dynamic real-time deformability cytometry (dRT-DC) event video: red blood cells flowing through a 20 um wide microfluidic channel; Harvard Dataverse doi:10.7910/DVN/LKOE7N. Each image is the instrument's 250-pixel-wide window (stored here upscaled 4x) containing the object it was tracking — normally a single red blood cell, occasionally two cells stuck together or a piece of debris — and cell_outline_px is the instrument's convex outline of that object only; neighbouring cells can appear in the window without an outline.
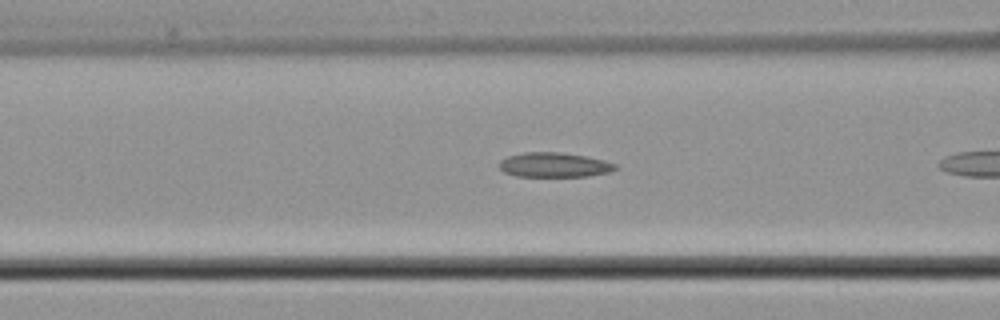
{"species": "common noctule bat (a hibernating species)", "species_latin": "Nyctalus noctula", "temperature_condition": "cold", "stored_images_in_passage": 8, "camera_frame_rate_fps": 3000, "um_per_image_px": 0.085, "animal": {"sex": "male", "body_mass_g": 21.5, "forearm_length_mm": 52.0}, "frame": {"image": 1, "passage_image": 7, "time_ms": 2.0, "image_size_px": [1000, 320], "cell_outline_px": [[620, 168], [612, 172], [588, 176], [516, 176], [504, 172], [500, 168], [500, 160], [508, 156], [524, 152], [560, 152], [584, 156], [604, 160], [616, 164]], "centroid_in_image_um": [47.15, 14.02], "position_along_channel_um": 119.5, "area_um2": 16.7}}